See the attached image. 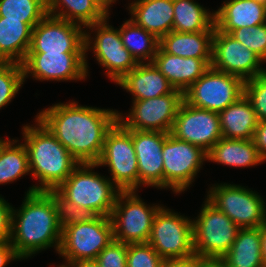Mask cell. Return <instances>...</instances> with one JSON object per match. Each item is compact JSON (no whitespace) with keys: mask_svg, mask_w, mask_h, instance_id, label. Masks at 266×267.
Listing matches in <instances>:
<instances>
[{"mask_svg":"<svg viewBox=\"0 0 266 267\" xmlns=\"http://www.w3.org/2000/svg\"><path fill=\"white\" fill-rule=\"evenodd\" d=\"M118 113L70 101L44 109L36 118L79 163H96L107 132L118 121Z\"/></svg>","mask_w":266,"mask_h":267,"instance_id":"obj_1","label":"cell"},{"mask_svg":"<svg viewBox=\"0 0 266 267\" xmlns=\"http://www.w3.org/2000/svg\"><path fill=\"white\" fill-rule=\"evenodd\" d=\"M19 209H12L9 242L23 260L54 247L59 251L62 229L56 207L47 191L27 193Z\"/></svg>","mask_w":266,"mask_h":267,"instance_id":"obj_2","label":"cell"},{"mask_svg":"<svg viewBox=\"0 0 266 267\" xmlns=\"http://www.w3.org/2000/svg\"><path fill=\"white\" fill-rule=\"evenodd\" d=\"M35 122L22 128L30 174L40 182L27 193L57 189L79 164L38 118Z\"/></svg>","mask_w":266,"mask_h":267,"instance_id":"obj_3","label":"cell"},{"mask_svg":"<svg viewBox=\"0 0 266 267\" xmlns=\"http://www.w3.org/2000/svg\"><path fill=\"white\" fill-rule=\"evenodd\" d=\"M95 167L99 166L96 163H79L57 190L77 206L110 217L120 190L110 178L92 172Z\"/></svg>","mask_w":266,"mask_h":267,"instance_id":"obj_4","label":"cell"},{"mask_svg":"<svg viewBox=\"0 0 266 267\" xmlns=\"http://www.w3.org/2000/svg\"><path fill=\"white\" fill-rule=\"evenodd\" d=\"M197 217L192 220L195 256L222 259L229 252L240 228L207 199Z\"/></svg>","mask_w":266,"mask_h":267,"instance_id":"obj_5","label":"cell"},{"mask_svg":"<svg viewBox=\"0 0 266 267\" xmlns=\"http://www.w3.org/2000/svg\"><path fill=\"white\" fill-rule=\"evenodd\" d=\"M137 191H120L110 220L114 240L126 244L147 243L154 217L161 206L145 204Z\"/></svg>","mask_w":266,"mask_h":267,"instance_id":"obj_6","label":"cell"},{"mask_svg":"<svg viewBox=\"0 0 266 267\" xmlns=\"http://www.w3.org/2000/svg\"><path fill=\"white\" fill-rule=\"evenodd\" d=\"M96 164L109 167L111 181L120 191H137L139 173L132 135L119 121L107 132Z\"/></svg>","mask_w":266,"mask_h":267,"instance_id":"obj_7","label":"cell"},{"mask_svg":"<svg viewBox=\"0 0 266 267\" xmlns=\"http://www.w3.org/2000/svg\"><path fill=\"white\" fill-rule=\"evenodd\" d=\"M147 243L163 259L195 256L192 219L161 206L154 217Z\"/></svg>","mask_w":266,"mask_h":267,"instance_id":"obj_8","label":"cell"},{"mask_svg":"<svg viewBox=\"0 0 266 267\" xmlns=\"http://www.w3.org/2000/svg\"><path fill=\"white\" fill-rule=\"evenodd\" d=\"M244 95V81L210 66L184 93L186 103L220 113Z\"/></svg>","mask_w":266,"mask_h":267,"instance_id":"obj_9","label":"cell"},{"mask_svg":"<svg viewBox=\"0 0 266 267\" xmlns=\"http://www.w3.org/2000/svg\"><path fill=\"white\" fill-rule=\"evenodd\" d=\"M213 186L210 187L206 199L239 228H256L265 222L266 203L261 195L235 184Z\"/></svg>","mask_w":266,"mask_h":267,"instance_id":"obj_10","label":"cell"},{"mask_svg":"<svg viewBox=\"0 0 266 267\" xmlns=\"http://www.w3.org/2000/svg\"><path fill=\"white\" fill-rule=\"evenodd\" d=\"M108 19L109 14L103 21L86 27L87 29H91L92 32L95 30V38H92L94 41L90 37L91 33L84 30L85 66L88 75L86 52H88L89 49H93V53L98 63L106 68V75L109 79L117 83L125 74L134 69L139 63L123 46L119 29H114V27L109 25L107 23Z\"/></svg>","mask_w":266,"mask_h":267,"instance_id":"obj_11","label":"cell"},{"mask_svg":"<svg viewBox=\"0 0 266 267\" xmlns=\"http://www.w3.org/2000/svg\"><path fill=\"white\" fill-rule=\"evenodd\" d=\"M113 240L110 217L99 216L94 221L63 228L58 254L64 257L65 262L95 260Z\"/></svg>","mask_w":266,"mask_h":267,"instance_id":"obj_12","label":"cell"},{"mask_svg":"<svg viewBox=\"0 0 266 267\" xmlns=\"http://www.w3.org/2000/svg\"><path fill=\"white\" fill-rule=\"evenodd\" d=\"M162 158L164 189L171 188L175 193H182L192 184L203 162L207 160V152L167 133Z\"/></svg>","mask_w":266,"mask_h":267,"instance_id":"obj_13","label":"cell"},{"mask_svg":"<svg viewBox=\"0 0 266 267\" xmlns=\"http://www.w3.org/2000/svg\"><path fill=\"white\" fill-rule=\"evenodd\" d=\"M183 100V93L174 89L163 96L133 101V107L125 118L118 113V121L127 130L170 133Z\"/></svg>","mask_w":266,"mask_h":267,"instance_id":"obj_14","label":"cell"},{"mask_svg":"<svg viewBox=\"0 0 266 267\" xmlns=\"http://www.w3.org/2000/svg\"><path fill=\"white\" fill-rule=\"evenodd\" d=\"M82 26L47 14L33 29L28 52L85 53Z\"/></svg>","mask_w":266,"mask_h":267,"instance_id":"obj_15","label":"cell"},{"mask_svg":"<svg viewBox=\"0 0 266 267\" xmlns=\"http://www.w3.org/2000/svg\"><path fill=\"white\" fill-rule=\"evenodd\" d=\"M209 152L222 138L219 113L181 103L170 133Z\"/></svg>","mask_w":266,"mask_h":267,"instance_id":"obj_16","label":"cell"},{"mask_svg":"<svg viewBox=\"0 0 266 267\" xmlns=\"http://www.w3.org/2000/svg\"><path fill=\"white\" fill-rule=\"evenodd\" d=\"M262 62L258 55L233 36L215 28L211 64L213 68L247 81L266 72L260 66Z\"/></svg>","mask_w":266,"mask_h":267,"instance_id":"obj_17","label":"cell"},{"mask_svg":"<svg viewBox=\"0 0 266 267\" xmlns=\"http://www.w3.org/2000/svg\"><path fill=\"white\" fill-rule=\"evenodd\" d=\"M24 78L68 81L87 78L85 53L28 52L22 63Z\"/></svg>","mask_w":266,"mask_h":267,"instance_id":"obj_18","label":"cell"},{"mask_svg":"<svg viewBox=\"0 0 266 267\" xmlns=\"http://www.w3.org/2000/svg\"><path fill=\"white\" fill-rule=\"evenodd\" d=\"M137 157L139 186L164 188L162 148L167 133L157 131L128 130Z\"/></svg>","mask_w":266,"mask_h":267,"instance_id":"obj_19","label":"cell"},{"mask_svg":"<svg viewBox=\"0 0 266 267\" xmlns=\"http://www.w3.org/2000/svg\"><path fill=\"white\" fill-rule=\"evenodd\" d=\"M175 90L184 93L211 66L212 58H185L166 53L160 46L152 61Z\"/></svg>","mask_w":266,"mask_h":267,"instance_id":"obj_20","label":"cell"},{"mask_svg":"<svg viewBox=\"0 0 266 267\" xmlns=\"http://www.w3.org/2000/svg\"><path fill=\"white\" fill-rule=\"evenodd\" d=\"M215 15V28L230 34L242 27L266 23V5L254 0H226Z\"/></svg>","mask_w":266,"mask_h":267,"instance_id":"obj_21","label":"cell"},{"mask_svg":"<svg viewBox=\"0 0 266 267\" xmlns=\"http://www.w3.org/2000/svg\"><path fill=\"white\" fill-rule=\"evenodd\" d=\"M133 96V101L156 98L171 93L174 88L153 63H139L117 83Z\"/></svg>","mask_w":266,"mask_h":267,"instance_id":"obj_22","label":"cell"},{"mask_svg":"<svg viewBox=\"0 0 266 267\" xmlns=\"http://www.w3.org/2000/svg\"><path fill=\"white\" fill-rule=\"evenodd\" d=\"M129 9L130 19L159 40L173 30V0H134Z\"/></svg>","mask_w":266,"mask_h":267,"instance_id":"obj_23","label":"cell"},{"mask_svg":"<svg viewBox=\"0 0 266 267\" xmlns=\"http://www.w3.org/2000/svg\"><path fill=\"white\" fill-rule=\"evenodd\" d=\"M222 138L250 140L258 119L250 101L243 95L219 113Z\"/></svg>","mask_w":266,"mask_h":267,"instance_id":"obj_24","label":"cell"},{"mask_svg":"<svg viewBox=\"0 0 266 267\" xmlns=\"http://www.w3.org/2000/svg\"><path fill=\"white\" fill-rule=\"evenodd\" d=\"M215 30L192 33L171 31L160 39L159 46L171 55L185 58H212Z\"/></svg>","mask_w":266,"mask_h":267,"instance_id":"obj_25","label":"cell"},{"mask_svg":"<svg viewBox=\"0 0 266 267\" xmlns=\"http://www.w3.org/2000/svg\"><path fill=\"white\" fill-rule=\"evenodd\" d=\"M32 28L21 20L0 17V62L22 64L31 44Z\"/></svg>","mask_w":266,"mask_h":267,"instance_id":"obj_26","label":"cell"},{"mask_svg":"<svg viewBox=\"0 0 266 267\" xmlns=\"http://www.w3.org/2000/svg\"><path fill=\"white\" fill-rule=\"evenodd\" d=\"M221 260L225 267H266L262 259L261 227L240 228L229 252Z\"/></svg>","mask_w":266,"mask_h":267,"instance_id":"obj_27","label":"cell"},{"mask_svg":"<svg viewBox=\"0 0 266 267\" xmlns=\"http://www.w3.org/2000/svg\"><path fill=\"white\" fill-rule=\"evenodd\" d=\"M108 12L98 0H47V14L83 25L84 29L103 21Z\"/></svg>","mask_w":266,"mask_h":267,"instance_id":"obj_28","label":"cell"},{"mask_svg":"<svg viewBox=\"0 0 266 267\" xmlns=\"http://www.w3.org/2000/svg\"><path fill=\"white\" fill-rule=\"evenodd\" d=\"M207 160L233 167H250L264 161L252 139L221 138L207 153Z\"/></svg>","mask_w":266,"mask_h":267,"instance_id":"obj_29","label":"cell"},{"mask_svg":"<svg viewBox=\"0 0 266 267\" xmlns=\"http://www.w3.org/2000/svg\"><path fill=\"white\" fill-rule=\"evenodd\" d=\"M173 30L181 33H192L215 30L214 12L206 10L194 0H173Z\"/></svg>","mask_w":266,"mask_h":267,"instance_id":"obj_30","label":"cell"},{"mask_svg":"<svg viewBox=\"0 0 266 267\" xmlns=\"http://www.w3.org/2000/svg\"><path fill=\"white\" fill-rule=\"evenodd\" d=\"M123 46L131 53L138 63H152L157 54L160 40L143 27L136 25L131 19L119 28Z\"/></svg>","mask_w":266,"mask_h":267,"instance_id":"obj_31","label":"cell"},{"mask_svg":"<svg viewBox=\"0 0 266 267\" xmlns=\"http://www.w3.org/2000/svg\"><path fill=\"white\" fill-rule=\"evenodd\" d=\"M19 140L7 139L0 145V184H7L30 173L28 153Z\"/></svg>","mask_w":266,"mask_h":267,"instance_id":"obj_32","label":"cell"},{"mask_svg":"<svg viewBox=\"0 0 266 267\" xmlns=\"http://www.w3.org/2000/svg\"><path fill=\"white\" fill-rule=\"evenodd\" d=\"M47 15V0H0V17L21 20L32 29Z\"/></svg>","mask_w":266,"mask_h":267,"instance_id":"obj_33","label":"cell"},{"mask_svg":"<svg viewBox=\"0 0 266 267\" xmlns=\"http://www.w3.org/2000/svg\"><path fill=\"white\" fill-rule=\"evenodd\" d=\"M47 192L52 196L61 229L68 225L91 222L100 216L93 209L81 208L70 202L57 189H49Z\"/></svg>","mask_w":266,"mask_h":267,"instance_id":"obj_34","label":"cell"},{"mask_svg":"<svg viewBox=\"0 0 266 267\" xmlns=\"http://www.w3.org/2000/svg\"><path fill=\"white\" fill-rule=\"evenodd\" d=\"M24 81L22 64L0 62V109L12 101Z\"/></svg>","mask_w":266,"mask_h":267,"instance_id":"obj_35","label":"cell"},{"mask_svg":"<svg viewBox=\"0 0 266 267\" xmlns=\"http://www.w3.org/2000/svg\"><path fill=\"white\" fill-rule=\"evenodd\" d=\"M230 35L266 62V23L235 29Z\"/></svg>","mask_w":266,"mask_h":267,"instance_id":"obj_36","label":"cell"},{"mask_svg":"<svg viewBox=\"0 0 266 267\" xmlns=\"http://www.w3.org/2000/svg\"><path fill=\"white\" fill-rule=\"evenodd\" d=\"M244 95L252 104L258 121L266 120V72L244 81Z\"/></svg>","mask_w":266,"mask_h":267,"instance_id":"obj_37","label":"cell"},{"mask_svg":"<svg viewBox=\"0 0 266 267\" xmlns=\"http://www.w3.org/2000/svg\"><path fill=\"white\" fill-rule=\"evenodd\" d=\"M162 261L148 243L127 244V267H160Z\"/></svg>","mask_w":266,"mask_h":267,"instance_id":"obj_38","label":"cell"},{"mask_svg":"<svg viewBox=\"0 0 266 267\" xmlns=\"http://www.w3.org/2000/svg\"><path fill=\"white\" fill-rule=\"evenodd\" d=\"M95 261L98 267H127V244L113 240L100 251Z\"/></svg>","mask_w":266,"mask_h":267,"instance_id":"obj_39","label":"cell"},{"mask_svg":"<svg viewBox=\"0 0 266 267\" xmlns=\"http://www.w3.org/2000/svg\"><path fill=\"white\" fill-rule=\"evenodd\" d=\"M12 207L0 196V242L9 241L11 233Z\"/></svg>","mask_w":266,"mask_h":267,"instance_id":"obj_40","label":"cell"},{"mask_svg":"<svg viewBox=\"0 0 266 267\" xmlns=\"http://www.w3.org/2000/svg\"><path fill=\"white\" fill-rule=\"evenodd\" d=\"M261 159L266 161V120L258 121L252 138Z\"/></svg>","mask_w":266,"mask_h":267,"instance_id":"obj_41","label":"cell"},{"mask_svg":"<svg viewBox=\"0 0 266 267\" xmlns=\"http://www.w3.org/2000/svg\"><path fill=\"white\" fill-rule=\"evenodd\" d=\"M21 260L9 241L0 242V267H5L12 260Z\"/></svg>","mask_w":266,"mask_h":267,"instance_id":"obj_42","label":"cell"},{"mask_svg":"<svg viewBox=\"0 0 266 267\" xmlns=\"http://www.w3.org/2000/svg\"><path fill=\"white\" fill-rule=\"evenodd\" d=\"M160 267H193V256L183 259H163Z\"/></svg>","mask_w":266,"mask_h":267,"instance_id":"obj_43","label":"cell"},{"mask_svg":"<svg viewBox=\"0 0 266 267\" xmlns=\"http://www.w3.org/2000/svg\"><path fill=\"white\" fill-rule=\"evenodd\" d=\"M193 267H225L221 259H203L193 256Z\"/></svg>","mask_w":266,"mask_h":267,"instance_id":"obj_44","label":"cell"},{"mask_svg":"<svg viewBox=\"0 0 266 267\" xmlns=\"http://www.w3.org/2000/svg\"><path fill=\"white\" fill-rule=\"evenodd\" d=\"M62 267H98L95 260H78L74 262H65Z\"/></svg>","mask_w":266,"mask_h":267,"instance_id":"obj_45","label":"cell"},{"mask_svg":"<svg viewBox=\"0 0 266 267\" xmlns=\"http://www.w3.org/2000/svg\"><path fill=\"white\" fill-rule=\"evenodd\" d=\"M260 227L262 236V259L264 265L266 266V220Z\"/></svg>","mask_w":266,"mask_h":267,"instance_id":"obj_46","label":"cell"},{"mask_svg":"<svg viewBox=\"0 0 266 267\" xmlns=\"http://www.w3.org/2000/svg\"><path fill=\"white\" fill-rule=\"evenodd\" d=\"M108 11L111 3L116 2V0H98Z\"/></svg>","mask_w":266,"mask_h":267,"instance_id":"obj_47","label":"cell"},{"mask_svg":"<svg viewBox=\"0 0 266 267\" xmlns=\"http://www.w3.org/2000/svg\"><path fill=\"white\" fill-rule=\"evenodd\" d=\"M254 1H258L266 5V0H254Z\"/></svg>","mask_w":266,"mask_h":267,"instance_id":"obj_48","label":"cell"},{"mask_svg":"<svg viewBox=\"0 0 266 267\" xmlns=\"http://www.w3.org/2000/svg\"><path fill=\"white\" fill-rule=\"evenodd\" d=\"M4 140L5 139H1V137H0V145L3 143Z\"/></svg>","mask_w":266,"mask_h":267,"instance_id":"obj_49","label":"cell"}]
</instances>
